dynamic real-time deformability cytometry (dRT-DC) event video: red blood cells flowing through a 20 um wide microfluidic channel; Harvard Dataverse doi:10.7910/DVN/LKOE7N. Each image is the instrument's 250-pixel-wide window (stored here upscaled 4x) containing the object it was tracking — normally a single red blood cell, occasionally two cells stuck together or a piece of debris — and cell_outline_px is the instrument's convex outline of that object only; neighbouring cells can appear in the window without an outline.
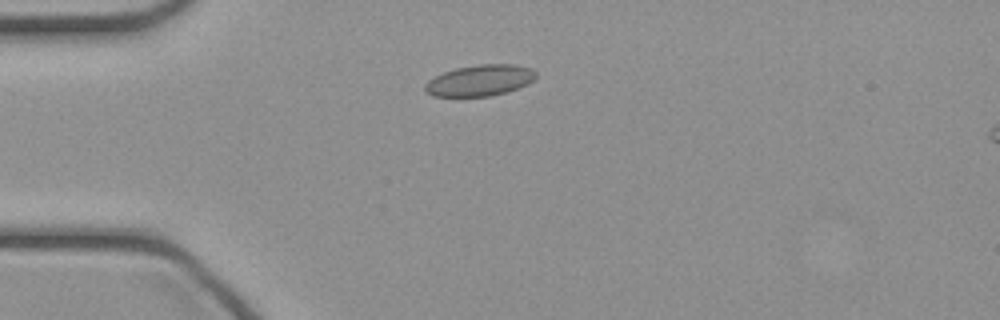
{"species": "common noctule bat (a hibernating species)", "species_latin": "Nyctalus noctula", "temperature_condition": "cold", "stored_images_in_passage": 36, "camera_frame_rate_fps": 3000, "um_per_image_px": 0.085, "animal": {"sex": "female", "body_mass_g": 21.9}, "frame": {"image": 1, "passage_image": 1, "time_ms": 0.0, "image_size_px": [1000, 320], "cell_outline_px": [[536, 76], [528, 84], [504, 92], [488, 96], [432, 96], [424, 88], [424, 84], [428, 80], [444, 72], [456, 68], [480, 64], [512, 64], [528, 68], [536, 72]], "centroid_in_image_um": [40.76, 6.83], "position_along_channel_um": 44.2, "area_um2": 19.77}}
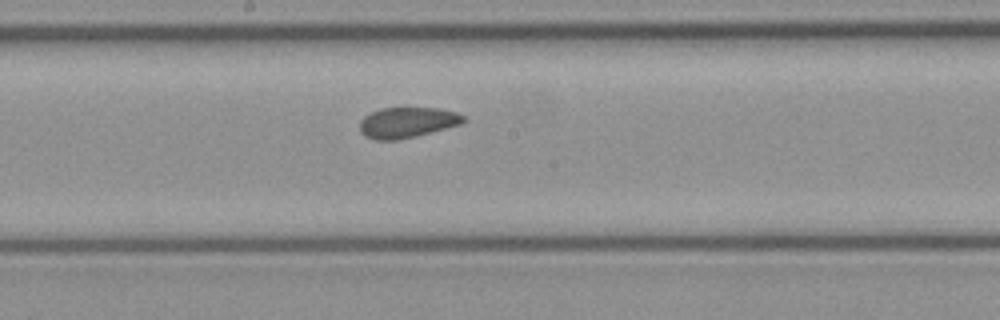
{"frame": {"image": 2, "passage_image": 14, "time_ms": 4.333, "image_size_px": [1000, 320], "cell_outline_px": [[468, 120], [460, 124], [416, 136], [396, 140], [376, 140], [364, 136], [360, 132], [360, 120], [364, 116], [380, 108], [440, 108], [456, 112], [464, 116]], "centroid_in_image_um": [34.6, 10.41], "position_along_channel_um": 213.6, "area_um2": 18.5}}
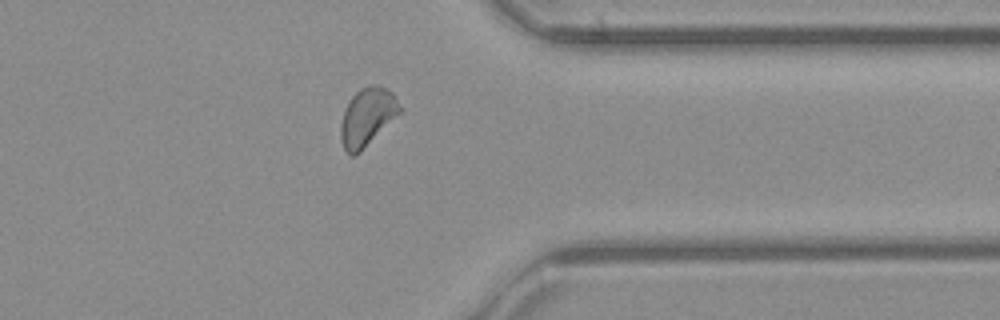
{"frame": {"image": 3, "passage_image": 26, "time_ms": 8.333, "image_size_px": [1000, 320], "cell_outline_px": [[400, 112], [360, 152], [352, 156], [344, 148], [340, 136], [340, 128], [344, 108], [348, 100], [360, 88], [368, 84], [380, 84], [392, 92], [400, 108]], "centroid_in_image_um": [31.18, 9.9], "position_along_channel_um": 380.2, "area_um2": 19.71}}